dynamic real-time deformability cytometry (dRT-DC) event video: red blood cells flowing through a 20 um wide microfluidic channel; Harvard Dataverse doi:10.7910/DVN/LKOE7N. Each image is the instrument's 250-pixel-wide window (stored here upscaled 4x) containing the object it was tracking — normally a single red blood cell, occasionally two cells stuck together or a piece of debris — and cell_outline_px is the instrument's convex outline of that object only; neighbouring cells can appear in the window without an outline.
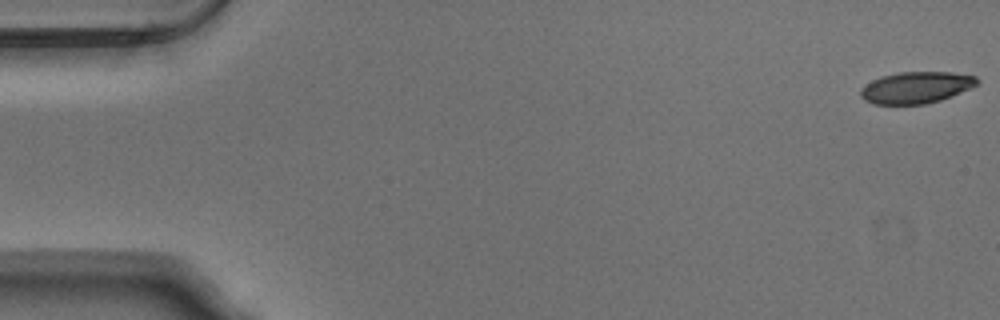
{"species": "Egyptian fruit bat (a non-hibernating species)", "species_latin": "Rousettus aegyptiacus", "temperature_condition": "warm", "stored_images_in_passage": 8, "camera_frame_rate_fps": 3000, "um_per_image_px": 0.085, "animal": {"sex": "male"}, "frame": {"image": 1, "passage_image": 1, "time_ms": 0.0, "image_size_px": [1000, 320], "cell_outline_px": [[980, 84], [972, 88], [940, 100], [924, 104], [872, 104], [864, 100], [860, 96], [860, 88], [872, 80], [880, 76], [900, 72], [952, 72], [976, 76], [980, 80]], "centroid_in_image_um": [77.88, 7.43], "position_along_channel_um": 7.1, "area_um2": 21.68}}